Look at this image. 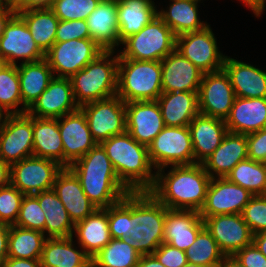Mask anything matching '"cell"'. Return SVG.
Here are the masks:
<instances>
[{"instance_id":"cell-17","label":"cell","mask_w":266,"mask_h":267,"mask_svg":"<svg viewBox=\"0 0 266 267\" xmlns=\"http://www.w3.org/2000/svg\"><path fill=\"white\" fill-rule=\"evenodd\" d=\"M254 195L245 188L231 183L226 177L211 178L200 217L222 214H241Z\"/></svg>"},{"instance_id":"cell-41","label":"cell","mask_w":266,"mask_h":267,"mask_svg":"<svg viewBox=\"0 0 266 267\" xmlns=\"http://www.w3.org/2000/svg\"><path fill=\"white\" fill-rule=\"evenodd\" d=\"M22 98L17 65L0 68V110L5 114H22ZM20 107V108H19Z\"/></svg>"},{"instance_id":"cell-50","label":"cell","mask_w":266,"mask_h":267,"mask_svg":"<svg viewBox=\"0 0 266 267\" xmlns=\"http://www.w3.org/2000/svg\"><path fill=\"white\" fill-rule=\"evenodd\" d=\"M248 158L266 163V128L246 135Z\"/></svg>"},{"instance_id":"cell-63","label":"cell","mask_w":266,"mask_h":267,"mask_svg":"<svg viewBox=\"0 0 266 267\" xmlns=\"http://www.w3.org/2000/svg\"><path fill=\"white\" fill-rule=\"evenodd\" d=\"M1 2L15 4L18 0H0Z\"/></svg>"},{"instance_id":"cell-59","label":"cell","mask_w":266,"mask_h":267,"mask_svg":"<svg viewBox=\"0 0 266 267\" xmlns=\"http://www.w3.org/2000/svg\"><path fill=\"white\" fill-rule=\"evenodd\" d=\"M253 243L266 257V231L253 235Z\"/></svg>"},{"instance_id":"cell-38","label":"cell","mask_w":266,"mask_h":267,"mask_svg":"<svg viewBox=\"0 0 266 267\" xmlns=\"http://www.w3.org/2000/svg\"><path fill=\"white\" fill-rule=\"evenodd\" d=\"M46 238L40 231L12 225L8 238V257L40 259Z\"/></svg>"},{"instance_id":"cell-6","label":"cell","mask_w":266,"mask_h":267,"mask_svg":"<svg viewBox=\"0 0 266 267\" xmlns=\"http://www.w3.org/2000/svg\"><path fill=\"white\" fill-rule=\"evenodd\" d=\"M161 61L119 58L117 92L125 103L156 101L162 91Z\"/></svg>"},{"instance_id":"cell-32","label":"cell","mask_w":266,"mask_h":267,"mask_svg":"<svg viewBox=\"0 0 266 267\" xmlns=\"http://www.w3.org/2000/svg\"><path fill=\"white\" fill-rule=\"evenodd\" d=\"M154 0H117L118 37L122 43L157 16Z\"/></svg>"},{"instance_id":"cell-58","label":"cell","mask_w":266,"mask_h":267,"mask_svg":"<svg viewBox=\"0 0 266 267\" xmlns=\"http://www.w3.org/2000/svg\"><path fill=\"white\" fill-rule=\"evenodd\" d=\"M10 185V165L0 159V188Z\"/></svg>"},{"instance_id":"cell-10","label":"cell","mask_w":266,"mask_h":267,"mask_svg":"<svg viewBox=\"0 0 266 267\" xmlns=\"http://www.w3.org/2000/svg\"><path fill=\"white\" fill-rule=\"evenodd\" d=\"M80 109L97 144L126 132L125 102L118 95L86 103Z\"/></svg>"},{"instance_id":"cell-37","label":"cell","mask_w":266,"mask_h":267,"mask_svg":"<svg viewBox=\"0 0 266 267\" xmlns=\"http://www.w3.org/2000/svg\"><path fill=\"white\" fill-rule=\"evenodd\" d=\"M35 43L46 54L56 42L59 19L50 8L17 10Z\"/></svg>"},{"instance_id":"cell-27","label":"cell","mask_w":266,"mask_h":267,"mask_svg":"<svg viewBox=\"0 0 266 267\" xmlns=\"http://www.w3.org/2000/svg\"><path fill=\"white\" fill-rule=\"evenodd\" d=\"M225 124L229 132L244 135L266 128V97H235Z\"/></svg>"},{"instance_id":"cell-3","label":"cell","mask_w":266,"mask_h":267,"mask_svg":"<svg viewBox=\"0 0 266 267\" xmlns=\"http://www.w3.org/2000/svg\"><path fill=\"white\" fill-rule=\"evenodd\" d=\"M121 183L130 192L150 191L156 181L148 147L139 144L127 131L100 143ZM153 169V170H152Z\"/></svg>"},{"instance_id":"cell-55","label":"cell","mask_w":266,"mask_h":267,"mask_svg":"<svg viewBox=\"0 0 266 267\" xmlns=\"http://www.w3.org/2000/svg\"><path fill=\"white\" fill-rule=\"evenodd\" d=\"M1 267H42L40 259H24L8 257Z\"/></svg>"},{"instance_id":"cell-43","label":"cell","mask_w":266,"mask_h":267,"mask_svg":"<svg viewBox=\"0 0 266 267\" xmlns=\"http://www.w3.org/2000/svg\"><path fill=\"white\" fill-rule=\"evenodd\" d=\"M100 0H54L51 10L59 20H86Z\"/></svg>"},{"instance_id":"cell-52","label":"cell","mask_w":266,"mask_h":267,"mask_svg":"<svg viewBox=\"0 0 266 267\" xmlns=\"http://www.w3.org/2000/svg\"><path fill=\"white\" fill-rule=\"evenodd\" d=\"M54 0H18L16 10L51 8Z\"/></svg>"},{"instance_id":"cell-20","label":"cell","mask_w":266,"mask_h":267,"mask_svg":"<svg viewBox=\"0 0 266 267\" xmlns=\"http://www.w3.org/2000/svg\"><path fill=\"white\" fill-rule=\"evenodd\" d=\"M126 131L139 143L148 147L163 130L165 123L157 101L125 103Z\"/></svg>"},{"instance_id":"cell-21","label":"cell","mask_w":266,"mask_h":267,"mask_svg":"<svg viewBox=\"0 0 266 267\" xmlns=\"http://www.w3.org/2000/svg\"><path fill=\"white\" fill-rule=\"evenodd\" d=\"M163 92H198L203 72L177 49L161 60Z\"/></svg>"},{"instance_id":"cell-13","label":"cell","mask_w":266,"mask_h":267,"mask_svg":"<svg viewBox=\"0 0 266 267\" xmlns=\"http://www.w3.org/2000/svg\"><path fill=\"white\" fill-rule=\"evenodd\" d=\"M217 38L210 25L176 37V49L203 73L223 69L226 55L218 49Z\"/></svg>"},{"instance_id":"cell-42","label":"cell","mask_w":266,"mask_h":267,"mask_svg":"<svg viewBox=\"0 0 266 267\" xmlns=\"http://www.w3.org/2000/svg\"><path fill=\"white\" fill-rule=\"evenodd\" d=\"M185 253L188 263L204 267H218L225 256L205 227L199 231L194 243Z\"/></svg>"},{"instance_id":"cell-40","label":"cell","mask_w":266,"mask_h":267,"mask_svg":"<svg viewBox=\"0 0 266 267\" xmlns=\"http://www.w3.org/2000/svg\"><path fill=\"white\" fill-rule=\"evenodd\" d=\"M141 254L122 239L111 241L91 258V267H137Z\"/></svg>"},{"instance_id":"cell-1","label":"cell","mask_w":266,"mask_h":267,"mask_svg":"<svg viewBox=\"0 0 266 267\" xmlns=\"http://www.w3.org/2000/svg\"><path fill=\"white\" fill-rule=\"evenodd\" d=\"M210 180L201 163L167 166L156 171V181L149 192L168 209L199 212Z\"/></svg>"},{"instance_id":"cell-51","label":"cell","mask_w":266,"mask_h":267,"mask_svg":"<svg viewBox=\"0 0 266 267\" xmlns=\"http://www.w3.org/2000/svg\"><path fill=\"white\" fill-rule=\"evenodd\" d=\"M233 256L245 267H266V257L254 243L245 246Z\"/></svg>"},{"instance_id":"cell-57","label":"cell","mask_w":266,"mask_h":267,"mask_svg":"<svg viewBox=\"0 0 266 267\" xmlns=\"http://www.w3.org/2000/svg\"><path fill=\"white\" fill-rule=\"evenodd\" d=\"M137 267H166L153 254L141 255Z\"/></svg>"},{"instance_id":"cell-29","label":"cell","mask_w":266,"mask_h":267,"mask_svg":"<svg viewBox=\"0 0 266 267\" xmlns=\"http://www.w3.org/2000/svg\"><path fill=\"white\" fill-rule=\"evenodd\" d=\"M72 237H76L75 244H79L90 258L96 255L112 239L107 208H97L84 220L75 223Z\"/></svg>"},{"instance_id":"cell-9","label":"cell","mask_w":266,"mask_h":267,"mask_svg":"<svg viewBox=\"0 0 266 267\" xmlns=\"http://www.w3.org/2000/svg\"><path fill=\"white\" fill-rule=\"evenodd\" d=\"M105 50L93 39H74L55 42L45 54L54 77L70 78Z\"/></svg>"},{"instance_id":"cell-62","label":"cell","mask_w":266,"mask_h":267,"mask_svg":"<svg viewBox=\"0 0 266 267\" xmlns=\"http://www.w3.org/2000/svg\"><path fill=\"white\" fill-rule=\"evenodd\" d=\"M4 117H5V114L0 110V127L2 125Z\"/></svg>"},{"instance_id":"cell-26","label":"cell","mask_w":266,"mask_h":267,"mask_svg":"<svg viewBox=\"0 0 266 267\" xmlns=\"http://www.w3.org/2000/svg\"><path fill=\"white\" fill-rule=\"evenodd\" d=\"M195 163H202L221 144L228 132L225 120L198 113L188 126Z\"/></svg>"},{"instance_id":"cell-61","label":"cell","mask_w":266,"mask_h":267,"mask_svg":"<svg viewBox=\"0 0 266 267\" xmlns=\"http://www.w3.org/2000/svg\"><path fill=\"white\" fill-rule=\"evenodd\" d=\"M182 267H204V266H201V265H196V264H191V263H186L184 266Z\"/></svg>"},{"instance_id":"cell-35","label":"cell","mask_w":266,"mask_h":267,"mask_svg":"<svg viewBox=\"0 0 266 267\" xmlns=\"http://www.w3.org/2000/svg\"><path fill=\"white\" fill-rule=\"evenodd\" d=\"M33 156L64 167V150L57 118L33 117Z\"/></svg>"},{"instance_id":"cell-22","label":"cell","mask_w":266,"mask_h":267,"mask_svg":"<svg viewBox=\"0 0 266 267\" xmlns=\"http://www.w3.org/2000/svg\"><path fill=\"white\" fill-rule=\"evenodd\" d=\"M52 189L74 224L84 220L97 209L84 193L79 179L69 167H63L58 173Z\"/></svg>"},{"instance_id":"cell-15","label":"cell","mask_w":266,"mask_h":267,"mask_svg":"<svg viewBox=\"0 0 266 267\" xmlns=\"http://www.w3.org/2000/svg\"><path fill=\"white\" fill-rule=\"evenodd\" d=\"M235 97L229 76L224 69L203 74L198 91L199 113L225 120Z\"/></svg>"},{"instance_id":"cell-16","label":"cell","mask_w":266,"mask_h":267,"mask_svg":"<svg viewBox=\"0 0 266 267\" xmlns=\"http://www.w3.org/2000/svg\"><path fill=\"white\" fill-rule=\"evenodd\" d=\"M201 218L204 221V227L225 256H233L253 243V233L241 214H222Z\"/></svg>"},{"instance_id":"cell-7","label":"cell","mask_w":266,"mask_h":267,"mask_svg":"<svg viewBox=\"0 0 266 267\" xmlns=\"http://www.w3.org/2000/svg\"><path fill=\"white\" fill-rule=\"evenodd\" d=\"M119 58L161 61L176 49V36L157 15L138 33L126 38Z\"/></svg>"},{"instance_id":"cell-36","label":"cell","mask_w":266,"mask_h":267,"mask_svg":"<svg viewBox=\"0 0 266 267\" xmlns=\"http://www.w3.org/2000/svg\"><path fill=\"white\" fill-rule=\"evenodd\" d=\"M34 195L37 197L41 209L45 212L44 235L47 238L73 236L75 224L55 191L49 189Z\"/></svg>"},{"instance_id":"cell-33","label":"cell","mask_w":266,"mask_h":267,"mask_svg":"<svg viewBox=\"0 0 266 267\" xmlns=\"http://www.w3.org/2000/svg\"><path fill=\"white\" fill-rule=\"evenodd\" d=\"M201 0H170L167 9L157 10V15L173 31L176 37L200 31L209 23L201 21L198 13ZM203 1V0H202Z\"/></svg>"},{"instance_id":"cell-47","label":"cell","mask_w":266,"mask_h":267,"mask_svg":"<svg viewBox=\"0 0 266 267\" xmlns=\"http://www.w3.org/2000/svg\"><path fill=\"white\" fill-rule=\"evenodd\" d=\"M241 215L253 235L266 231V195L253 196Z\"/></svg>"},{"instance_id":"cell-49","label":"cell","mask_w":266,"mask_h":267,"mask_svg":"<svg viewBox=\"0 0 266 267\" xmlns=\"http://www.w3.org/2000/svg\"><path fill=\"white\" fill-rule=\"evenodd\" d=\"M152 254L166 267H182L187 263L185 251L168 243L163 242Z\"/></svg>"},{"instance_id":"cell-23","label":"cell","mask_w":266,"mask_h":267,"mask_svg":"<svg viewBox=\"0 0 266 267\" xmlns=\"http://www.w3.org/2000/svg\"><path fill=\"white\" fill-rule=\"evenodd\" d=\"M247 158L246 135L228 131L221 144L201 164L211 178H224Z\"/></svg>"},{"instance_id":"cell-34","label":"cell","mask_w":266,"mask_h":267,"mask_svg":"<svg viewBox=\"0 0 266 267\" xmlns=\"http://www.w3.org/2000/svg\"><path fill=\"white\" fill-rule=\"evenodd\" d=\"M22 98V113L33 105L41 93L48 87L54 78L48 62L43 59L17 65Z\"/></svg>"},{"instance_id":"cell-8","label":"cell","mask_w":266,"mask_h":267,"mask_svg":"<svg viewBox=\"0 0 266 267\" xmlns=\"http://www.w3.org/2000/svg\"><path fill=\"white\" fill-rule=\"evenodd\" d=\"M148 155L155 171L167 166L195 164L188 126H165L148 146Z\"/></svg>"},{"instance_id":"cell-5","label":"cell","mask_w":266,"mask_h":267,"mask_svg":"<svg viewBox=\"0 0 266 267\" xmlns=\"http://www.w3.org/2000/svg\"><path fill=\"white\" fill-rule=\"evenodd\" d=\"M115 52L104 51L70 77L74 98L79 107L116 95L119 53Z\"/></svg>"},{"instance_id":"cell-53","label":"cell","mask_w":266,"mask_h":267,"mask_svg":"<svg viewBox=\"0 0 266 267\" xmlns=\"http://www.w3.org/2000/svg\"><path fill=\"white\" fill-rule=\"evenodd\" d=\"M10 226L0 223V267L3 262L8 258V238Z\"/></svg>"},{"instance_id":"cell-64","label":"cell","mask_w":266,"mask_h":267,"mask_svg":"<svg viewBox=\"0 0 266 267\" xmlns=\"http://www.w3.org/2000/svg\"><path fill=\"white\" fill-rule=\"evenodd\" d=\"M5 64V61L0 57V68Z\"/></svg>"},{"instance_id":"cell-54","label":"cell","mask_w":266,"mask_h":267,"mask_svg":"<svg viewBox=\"0 0 266 267\" xmlns=\"http://www.w3.org/2000/svg\"><path fill=\"white\" fill-rule=\"evenodd\" d=\"M17 12L14 4L0 2V37L11 17Z\"/></svg>"},{"instance_id":"cell-28","label":"cell","mask_w":266,"mask_h":267,"mask_svg":"<svg viewBox=\"0 0 266 267\" xmlns=\"http://www.w3.org/2000/svg\"><path fill=\"white\" fill-rule=\"evenodd\" d=\"M86 21L91 39L105 51H116L121 46L118 37L117 0L101 1Z\"/></svg>"},{"instance_id":"cell-30","label":"cell","mask_w":266,"mask_h":267,"mask_svg":"<svg viewBox=\"0 0 266 267\" xmlns=\"http://www.w3.org/2000/svg\"><path fill=\"white\" fill-rule=\"evenodd\" d=\"M74 243L72 236L46 238L40 257L41 266L91 267V258L79 244L76 246Z\"/></svg>"},{"instance_id":"cell-46","label":"cell","mask_w":266,"mask_h":267,"mask_svg":"<svg viewBox=\"0 0 266 267\" xmlns=\"http://www.w3.org/2000/svg\"><path fill=\"white\" fill-rule=\"evenodd\" d=\"M24 194L11 184L0 188V223L15 225Z\"/></svg>"},{"instance_id":"cell-25","label":"cell","mask_w":266,"mask_h":267,"mask_svg":"<svg viewBox=\"0 0 266 267\" xmlns=\"http://www.w3.org/2000/svg\"><path fill=\"white\" fill-rule=\"evenodd\" d=\"M204 221L199 212L168 209L165 216L164 243L186 251L195 241Z\"/></svg>"},{"instance_id":"cell-31","label":"cell","mask_w":266,"mask_h":267,"mask_svg":"<svg viewBox=\"0 0 266 267\" xmlns=\"http://www.w3.org/2000/svg\"><path fill=\"white\" fill-rule=\"evenodd\" d=\"M156 101L165 126H189L199 113L198 92H163Z\"/></svg>"},{"instance_id":"cell-45","label":"cell","mask_w":266,"mask_h":267,"mask_svg":"<svg viewBox=\"0 0 266 267\" xmlns=\"http://www.w3.org/2000/svg\"><path fill=\"white\" fill-rule=\"evenodd\" d=\"M108 224L111 238L130 237L129 232V193L120 202L107 207Z\"/></svg>"},{"instance_id":"cell-24","label":"cell","mask_w":266,"mask_h":267,"mask_svg":"<svg viewBox=\"0 0 266 267\" xmlns=\"http://www.w3.org/2000/svg\"><path fill=\"white\" fill-rule=\"evenodd\" d=\"M223 69L230 79L236 97H266V72L249 63L226 56Z\"/></svg>"},{"instance_id":"cell-14","label":"cell","mask_w":266,"mask_h":267,"mask_svg":"<svg viewBox=\"0 0 266 267\" xmlns=\"http://www.w3.org/2000/svg\"><path fill=\"white\" fill-rule=\"evenodd\" d=\"M0 57L6 64L18 65L45 59V54L35 43L24 20L15 13L0 37ZM17 60V61H16Z\"/></svg>"},{"instance_id":"cell-11","label":"cell","mask_w":266,"mask_h":267,"mask_svg":"<svg viewBox=\"0 0 266 267\" xmlns=\"http://www.w3.org/2000/svg\"><path fill=\"white\" fill-rule=\"evenodd\" d=\"M62 169L56 161L35 156L27 157L10 165V184L24 195H34L52 189Z\"/></svg>"},{"instance_id":"cell-4","label":"cell","mask_w":266,"mask_h":267,"mask_svg":"<svg viewBox=\"0 0 266 267\" xmlns=\"http://www.w3.org/2000/svg\"><path fill=\"white\" fill-rule=\"evenodd\" d=\"M168 208L149 191L129 192V232L125 243L141 255L152 254L164 239Z\"/></svg>"},{"instance_id":"cell-12","label":"cell","mask_w":266,"mask_h":267,"mask_svg":"<svg viewBox=\"0 0 266 267\" xmlns=\"http://www.w3.org/2000/svg\"><path fill=\"white\" fill-rule=\"evenodd\" d=\"M33 156V117L5 115L0 127V159L9 165Z\"/></svg>"},{"instance_id":"cell-48","label":"cell","mask_w":266,"mask_h":267,"mask_svg":"<svg viewBox=\"0 0 266 267\" xmlns=\"http://www.w3.org/2000/svg\"><path fill=\"white\" fill-rule=\"evenodd\" d=\"M91 38L86 20H60L56 31V42Z\"/></svg>"},{"instance_id":"cell-60","label":"cell","mask_w":266,"mask_h":267,"mask_svg":"<svg viewBox=\"0 0 266 267\" xmlns=\"http://www.w3.org/2000/svg\"><path fill=\"white\" fill-rule=\"evenodd\" d=\"M218 267H245L234 256H224Z\"/></svg>"},{"instance_id":"cell-18","label":"cell","mask_w":266,"mask_h":267,"mask_svg":"<svg viewBox=\"0 0 266 267\" xmlns=\"http://www.w3.org/2000/svg\"><path fill=\"white\" fill-rule=\"evenodd\" d=\"M58 120L64 150V167H69L97 145L83 111L66 114Z\"/></svg>"},{"instance_id":"cell-39","label":"cell","mask_w":266,"mask_h":267,"mask_svg":"<svg viewBox=\"0 0 266 267\" xmlns=\"http://www.w3.org/2000/svg\"><path fill=\"white\" fill-rule=\"evenodd\" d=\"M226 178L251 194L266 195V163L245 159L240 161Z\"/></svg>"},{"instance_id":"cell-44","label":"cell","mask_w":266,"mask_h":267,"mask_svg":"<svg viewBox=\"0 0 266 267\" xmlns=\"http://www.w3.org/2000/svg\"><path fill=\"white\" fill-rule=\"evenodd\" d=\"M44 213L35 195H24L15 226L44 233L46 218Z\"/></svg>"},{"instance_id":"cell-2","label":"cell","mask_w":266,"mask_h":267,"mask_svg":"<svg viewBox=\"0 0 266 267\" xmlns=\"http://www.w3.org/2000/svg\"><path fill=\"white\" fill-rule=\"evenodd\" d=\"M84 193L97 208L120 202L130 191L117 177L109 157L100 144L69 166Z\"/></svg>"},{"instance_id":"cell-19","label":"cell","mask_w":266,"mask_h":267,"mask_svg":"<svg viewBox=\"0 0 266 267\" xmlns=\"http://www.w3.org/2000/svg\"><path fill=\"white\" fill-rule=\"evenodd\" d=\"M79 108L70 78L54 77L27 113L38 118H60Z\"/></svg>"},{"instance_id":"cell-56","label":"cell","mask_w":266,"mask_h":267,"mask_svg":"<svg viewBox=\"0 0 266 267\" xmlns=\"http://www.w3.org/2000/svg\"><path fill=\"white\" fill-rule=\"evenodd\" d=\"M251 9L256 17H260L265 11L266 0H239Z\"/></svg>"}]
</instances>
